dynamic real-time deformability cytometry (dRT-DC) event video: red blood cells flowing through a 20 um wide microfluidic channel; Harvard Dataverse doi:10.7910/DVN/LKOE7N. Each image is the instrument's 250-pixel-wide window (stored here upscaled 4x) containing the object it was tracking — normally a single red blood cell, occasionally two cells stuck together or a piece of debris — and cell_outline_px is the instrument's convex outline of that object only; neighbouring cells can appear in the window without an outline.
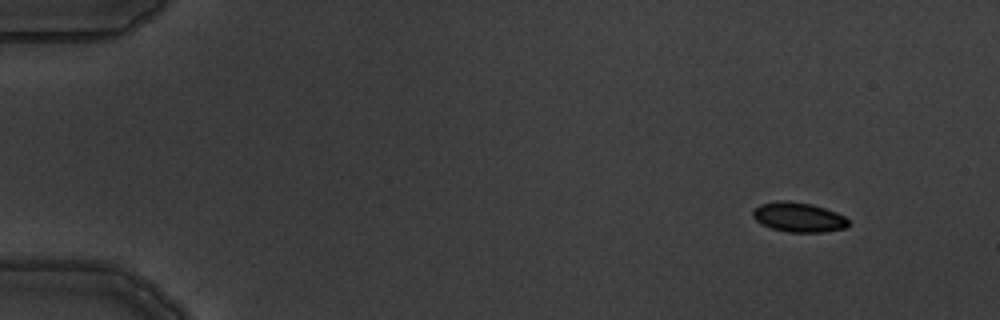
{"species": "common noctule bat (a hibernating species)", "species_latin": "Nyctalus noctula", "temperature_condition": "warm", "stored_images_in_passage": 5, "camera_frame_rate_fps": 3000, "um_per_image_px": 0.085, "animal": {"sex": "male", "body_mass_g": 19.5, "forearm_length_mm": 54.6}, "frame": {"image": 1, "passage_image": 2, "time_ms": 1.333, "image_size_px": [1000, 320], "cell_outline_px": [[848, 224], [844, 228], [824, 232], [788, 232], [772, 228], [756, 220], [752, 216], [752, 212], [760, 204], [776, 200], [788, 200], [812, 204], [836, 212], [844, 216], [848, 220]], "centroid_in_image_um": [67.87, 18.45], "position_along_channel_um": 17.1, "area_um2": 16.42}}